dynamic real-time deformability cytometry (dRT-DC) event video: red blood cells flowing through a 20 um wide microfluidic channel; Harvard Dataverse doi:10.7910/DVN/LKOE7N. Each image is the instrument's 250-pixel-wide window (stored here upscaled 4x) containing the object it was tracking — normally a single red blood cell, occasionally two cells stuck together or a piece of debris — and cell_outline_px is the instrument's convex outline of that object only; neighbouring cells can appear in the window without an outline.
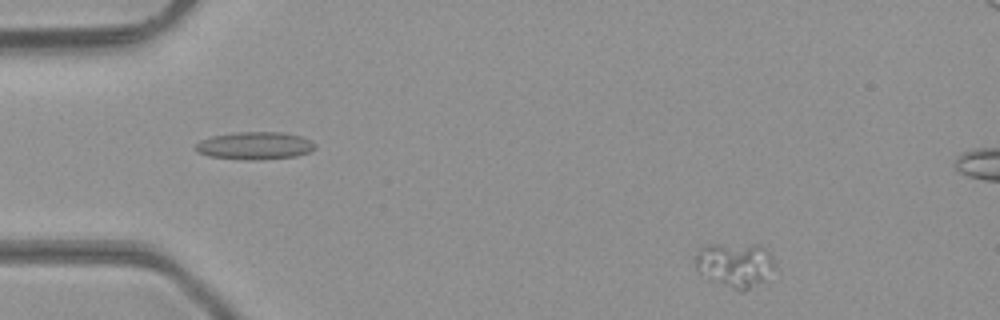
{"species": "common noctule bat (a hibernating species)", "species_latin": "Nyctalus noctula", "temperature_condition": "room temperature", "stored_images_in_passage": 45, "camera_frame_rate_fps": 3000, "um_per_image_px": 0.085, "animal": {"sex": "male", "body_mass_g": 23.1, "forearm_length_mm": 52.7}, "frame": {"image": 1, "passage_image": 2, "time_ms": 0.333, "image_size_px": [1000, 320], "cell_outline_px": [[780, 272], [768, 280], [744, 292], [740, 292], [712, 280], [696, 272], [688, 256], [700, 248], [708, 244], [756, 244], [764, 248], [772, 256]], "centroid_in_image_um": [62.47, 22.52], "position_along_channel_um": 22.5, "area_um2": 22.25}}
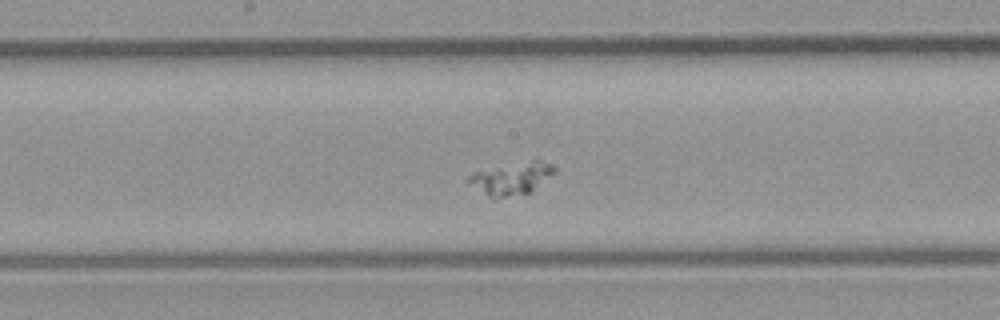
{"frame": {"image": 2, "passage_image": 21, "time_ms": 6.667, "image_size_px": [1000, 320], "cell_outline_px": [[556, 172], [532, 192], [504, 196], [492, 196], [484, 192], [464, 180], [472, 172], [536, 156], [556, 168]], "centroid_in_image_um": [43.55, 15.06], "position_along_channel_um": 204.6, "area_um2": 16.47}}
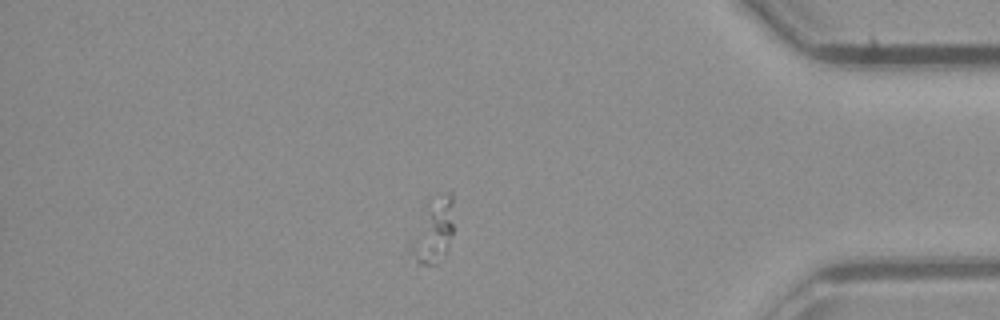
{"frame": {"image": 3, "passage_image": 37, "time_ms": 12.0, "image_size_px": [1000, 320], "cell_outline_px": [[452, 236], [448, 248], [436, 264], [416, 268], [416, 260], [424, 204], [428, 196], [444, 192], [452, 192]], "centroid_in_image_um": [36.98, 19.49], "position_along_channel_um": 398.2, "area_um2": 14.91}}